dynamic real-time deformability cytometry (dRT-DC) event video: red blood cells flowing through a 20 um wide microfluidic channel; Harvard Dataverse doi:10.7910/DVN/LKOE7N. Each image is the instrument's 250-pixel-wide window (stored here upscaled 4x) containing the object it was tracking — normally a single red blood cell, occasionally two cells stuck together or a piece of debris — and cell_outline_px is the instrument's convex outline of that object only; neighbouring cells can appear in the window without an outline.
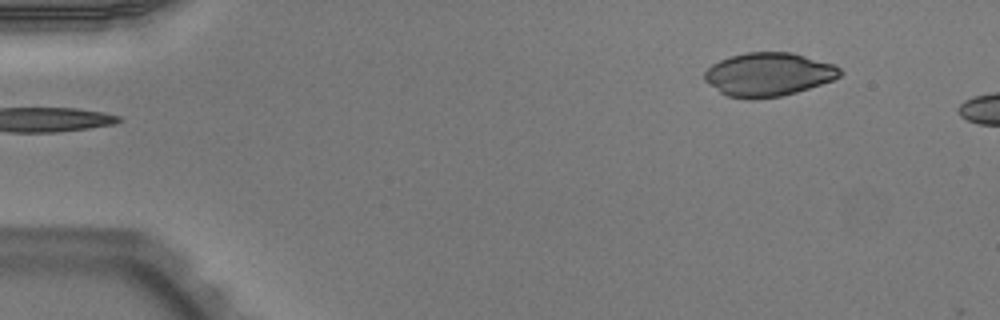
{"species": "Egyptian fruit bat (a non-hibernating species)", "species_latin": "Rousettus aegyptiacus", "temperature_condition": "warm", "stored_images_in_passage": 4, "camera_frame_rate_fps": 3000, "um_per_image_px": 0.085, "animal": {"sex": "male"}, "frame": {"image": 1, "passage_image": 1, "time_ms": 0.0, "image_size_px": [1000, 320], "cell_outline_px": [[844, 72], [840, 76], [832, 80], [796, 92], [780, 96], [728, 96], [720, 92], [704, 80], [704, 72], [712, 64], [720, 60], [732, 56], [748, 52], [792, 52], [836, 64]], "centroid_in_image_um": [65.36, 6.28], "position_along_channel_um": 19.6, "area_um2": 33.64}}